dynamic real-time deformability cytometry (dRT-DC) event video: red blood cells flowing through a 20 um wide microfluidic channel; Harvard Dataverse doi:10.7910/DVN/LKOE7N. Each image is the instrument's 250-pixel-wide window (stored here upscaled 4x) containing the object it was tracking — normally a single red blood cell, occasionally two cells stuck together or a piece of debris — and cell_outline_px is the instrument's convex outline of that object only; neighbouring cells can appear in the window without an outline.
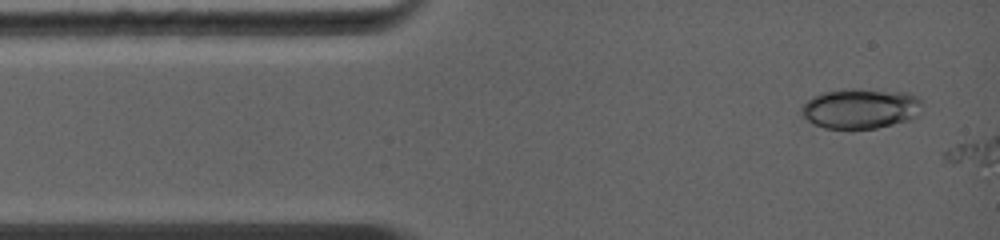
{"species": "common noctule bat (a hibernating species)", "species_latin": "Nyctalus noctula", "temperature_condition": "warm", "stored_images_in_passage": 2, "segment_of_instrument_passage": [1, 2], "camera_frame_rate_fps": 5000, "um_per_image_px": 0.085, "animal": {"sex": "female", "body_mass_g": 19.0, "forearm_length_mm": 56.7}, "frame": {"image": 1, "passage_image": 1, "time_ms": 0.0, "image_size_px": [1000, 240], "cell_outline_px": [[920, 104], [916, 116], [912, 120], [876, 128], [824, 128], [808, 120], [800, 112], [800, 108], [812, 96], [824, 92], [912, 92], [920, 96]], "centroid_in_image_um": [73.17, 9.27], "position_along_channel_um": 11.8, "area_um2": 27.05}}